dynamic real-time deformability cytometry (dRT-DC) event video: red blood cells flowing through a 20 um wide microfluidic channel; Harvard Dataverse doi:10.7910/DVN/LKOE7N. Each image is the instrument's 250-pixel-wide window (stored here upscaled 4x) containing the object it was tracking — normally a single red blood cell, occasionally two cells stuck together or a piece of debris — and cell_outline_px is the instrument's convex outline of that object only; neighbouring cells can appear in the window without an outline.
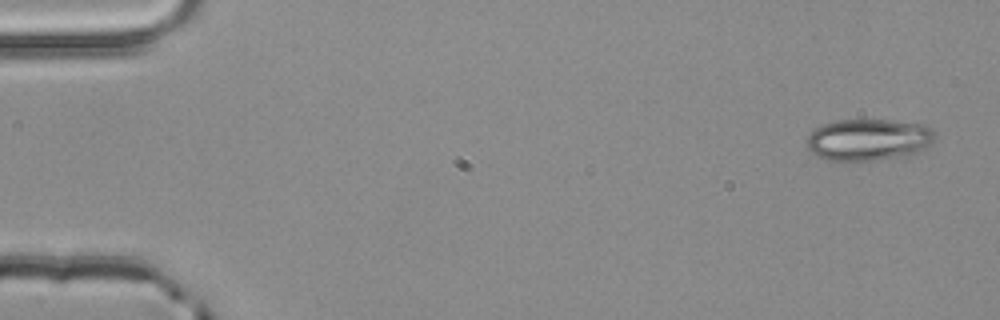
{"species": "common noctule bat (a hibernating species)", "species_latin": "Nyctalus noctula", "temperature_condition": "room temperature", "stored_images_in_passage": 5, "camera_frame_rate_fps": 3000, "um_per_image_px": 0.085, "animal": {"sex": "male", "body_mass_g": 20.4}, "frame": {"image": 1, "passage_image": 1, "time_ms": 0.0, "image_size_px": [1000, 320], "cell_outline_px": [[936, 136], [924, 148], [908, 156], [876, 160], [824, 160], [816, 156], [808, 148], [804, 140], [812, 128], [824, 124], [840, 120], [888, 120], [924, 124], [932, 128], [936, 132]], "centroid_in_image_um": [73.78, 11.87], "position_along_channel_um": 11.2, "area_um2": 31.44}}
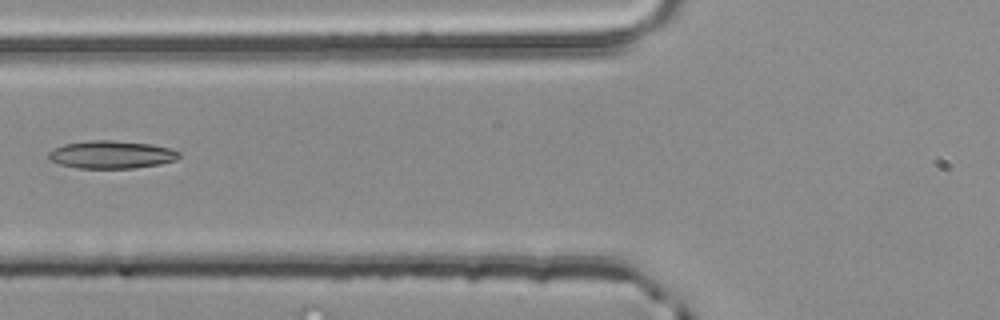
{"frame": {"image": 2, "passage_image": 5, "time_ms": 1.333, "image_size_px": [1000, 320], "cell_outline_px": [[180, 156], [176, 160], [160, 164], [132, 168], [76, 168], [60, 164], [48, 160], [48, 152], [52, 148], [64, 144], [92, 140], [112, 140], [152, 144], [168, 148], [180, 152]], "centroid_in_image_um": [9.44, 13.14], "position_along_channel_um": 116.4, "area_um2": 21.21}}